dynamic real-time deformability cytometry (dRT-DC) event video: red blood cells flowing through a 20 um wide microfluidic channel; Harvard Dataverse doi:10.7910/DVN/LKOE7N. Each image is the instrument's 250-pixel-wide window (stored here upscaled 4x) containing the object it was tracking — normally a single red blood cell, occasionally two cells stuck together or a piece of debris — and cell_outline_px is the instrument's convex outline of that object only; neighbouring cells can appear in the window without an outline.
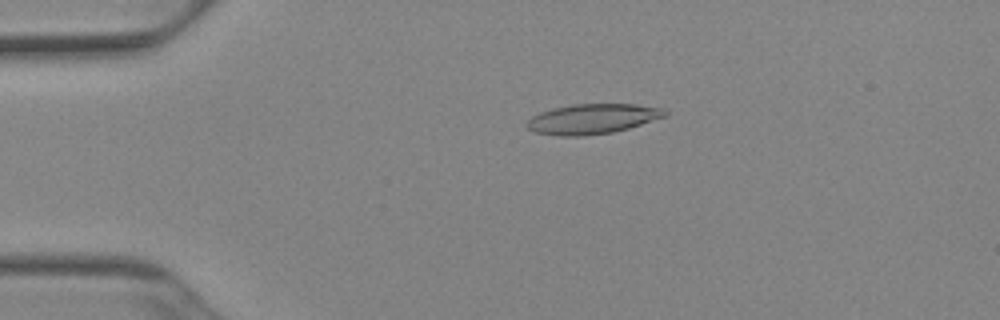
{"species": "Egyptian fruit bat (a non-hibernating species)", "species_latin": "Rousettus aegyptiacus", "temperature_condition": "cold", "stored_images_in_passage": 36, "camera_frame_rate_fps": 3000, "um_per_image_px": 0.085, "animal": {"sex": "female"}, "frame": {"image": 1, "passage_image": 2, "time_ms": 0.333, "image_size_px": [1000, 320], "cell_outline_px": [[668, 116], [628, 128], [612, 132], [584, 136], [560, 136], [536, 132], [528, 128], [524, 124], [532, 116], [540, 112], [552, 108], [572, 104], [636, 104], [664, 108], [668, 112]], "centroid_in_image_um": [50.37, 10.1], "position_along_channel_um": 34.6, "area_um2": 24.28}}
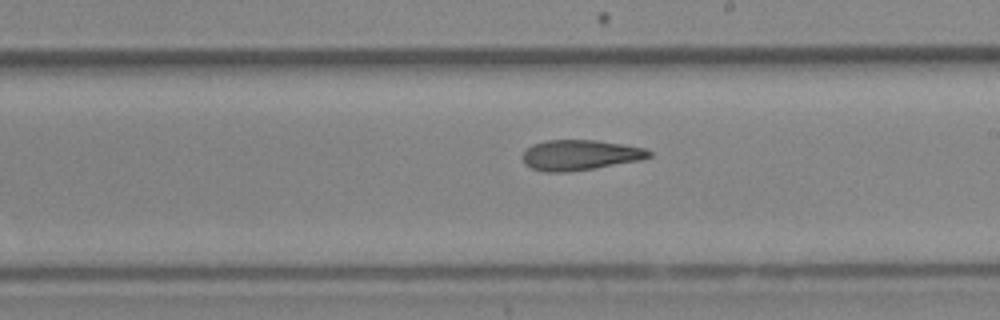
{"frame": {"image": 2, "passage_image": 21, "time_ms": 6.667, "image_size_px": [1000, 320], "cell_outline_px": [[652, 156], [640, 160], [568, 172], [544, 172], [532, 168], [524, 164], [520, 156], [524, 148], [532, 144], [548, 140], [596, 140], [644, 148], [652, 152]], "centroid_in_image_um": [49.22, 13.17], "position_along_channel_um": 239.8, "area_um2": 22.43}}
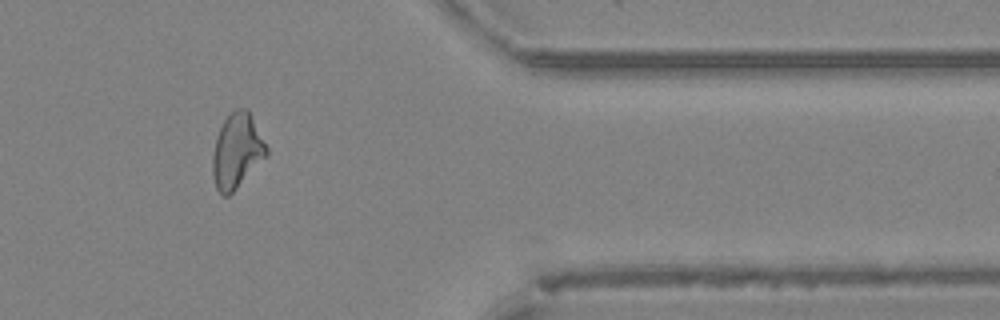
{"frame": {"image": 3, "passage_image": 34, "time_ms": 11.0, "image_size_px": [1000, 320], "cell_outline_px": [[268, 156], [228, 196], [224, 196], [216, 188], [212, 172], [212, 156], [216, 136], [224, 120], [236, 108], [248, 108], [268, 148]], "centroid_in_image_um": [20.14, 12.82], "position_along_channel_um": 391.3, "area_um2": 23.47}, "authors_computed_cell_mechanics": {"area_um2": 23.1489, "velocity_mm_per_s": 3.9374, "shape_relaxation_time_tau1_ms": null, "shape_relaxation_time_tau2_ms": 2.5323, "deformation_change_tau1": null, "deformation_change_tau2": 0.1123}}